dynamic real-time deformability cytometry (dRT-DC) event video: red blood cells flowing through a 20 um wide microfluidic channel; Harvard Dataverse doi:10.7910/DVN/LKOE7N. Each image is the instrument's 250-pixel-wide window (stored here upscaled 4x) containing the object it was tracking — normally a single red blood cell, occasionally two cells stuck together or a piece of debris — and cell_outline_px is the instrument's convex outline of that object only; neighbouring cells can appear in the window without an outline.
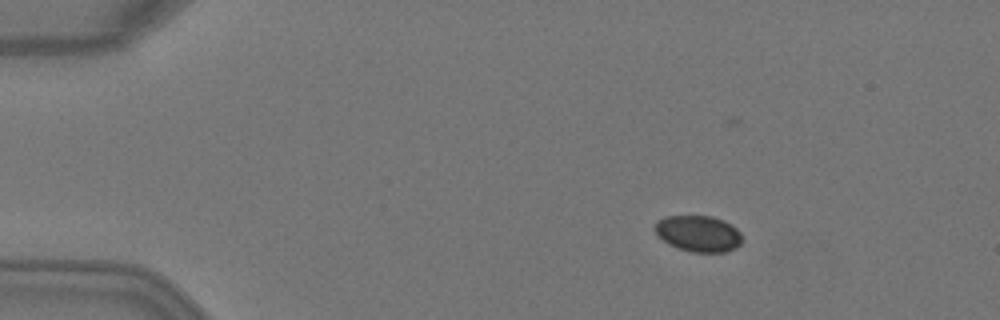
{"species": "Egyptian fruit bat (a non-hibernating species)", "species_latin": "Rousettus aegyptiacus", "temperature_condition": "warm", "stored_images_in_passage": 6, "camera_frame_rate_fps": 3000, "um_per_image_px": 0.085, "animal": {"sex": "female"}, "frame": {"image": 1, "passage_image": 3, "time_ms": 0.667, "image_size_px": [1000, 320], "cell_outline_px": [[740, 244], [736, 248], [724, 252], [692, 252], [676, 248], [668, 244], [656, 232], [656, 224], [664, 216], [712, 216], [724, 220], [732, 224], [740, 232]], "centroid_in_image_um": [59.39, 19.85], "position_along_channel_um": 25.6, "area_um2": 18.26}}
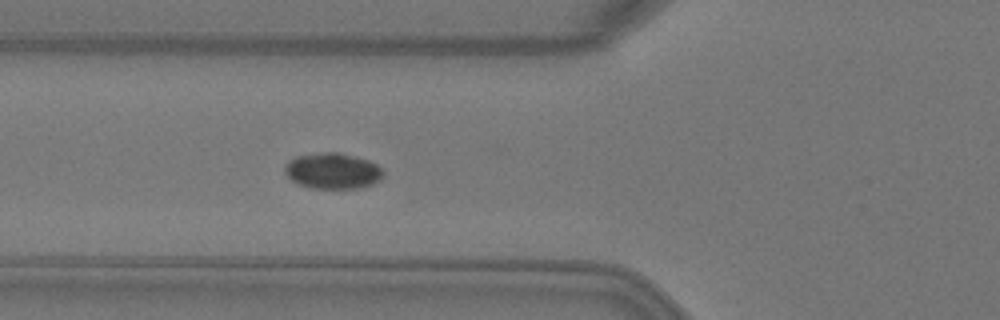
{"frame": {"image": 2, "passage_image": 6, "time_ms": 1.667, "image_size_px": [1000, 320], "cell_outline_px": [[384, 176], [380, 180], [372, 184], [360, 188], [312, 188], [296, 184], [284, 172], [284, 164], [288, 160], [296, 156], [324, 152], [340, 152], [356, 156], [368, 160], [384, 168]], "centroid_in_image_um": [28.29, 14.52], "position_along_channel_um": 97.5, "area_um2": 20.92}}